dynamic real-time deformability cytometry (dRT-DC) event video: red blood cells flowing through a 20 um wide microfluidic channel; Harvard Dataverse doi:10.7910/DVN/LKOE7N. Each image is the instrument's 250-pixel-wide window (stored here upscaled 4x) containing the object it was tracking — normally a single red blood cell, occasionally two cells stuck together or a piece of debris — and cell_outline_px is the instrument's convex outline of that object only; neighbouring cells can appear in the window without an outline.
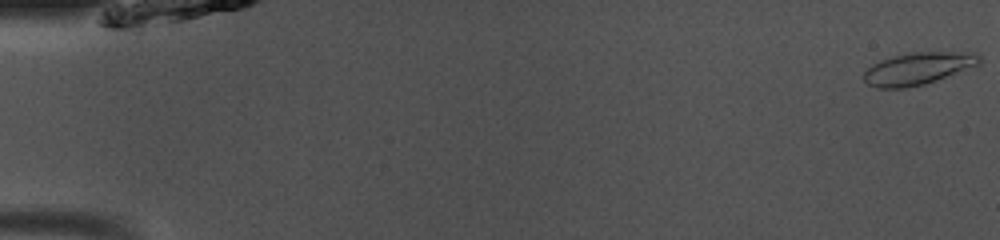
{"species": "common noctule bat (a hibernating species)", "species_latin": "Nyctalus noctula", "temperature_condition": "room temperature", "stored_images_in_passage": 50, "camera_frame_rate_fps": 3000, "um_per_image_px": 0.085, "animal": {"sex": "male", "body_mass_g": 13.0, "forearm_length_mm": 53.1}, "frame": {"image": 1, "passage_image": 1, "time_ms": 0.0, "image_size_px": [1000, 240], "cell_outline_px": [[980, 64], [936, 80], [924, 84], [904, 88], [876, 88], [868, 84], [864, 80], [864, 72], [872, 64], [880, 60], [892, 56], [912, 52], [980, 52]], "centroid_in_image_um": [78.03, 5.81], "position_along_channel_um": 7.0, "area_um2": 21.68}}
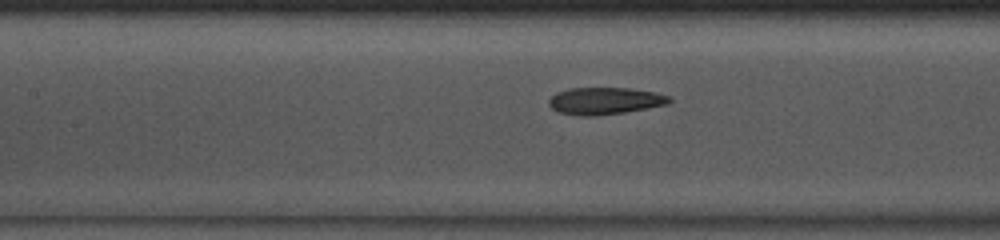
{"frame": {"image": 2, "passage_image": 23, "time_ms": 7.333, "image_size_px": [1000, 240], "cell_outline_px": [[672, 100], [668, 104], [648, 108], [624, 112], [596, 116], [584, 116], [560, 112], [552, 108], [548, 104], [548, 100], [556, 92], [568, 88], [628, 88], [656, 92], [672, 96]], "centroid_in_image_um": [51.44, 8.56], "position_along_channel_um": 156.0, "area_um2": 19.07}}
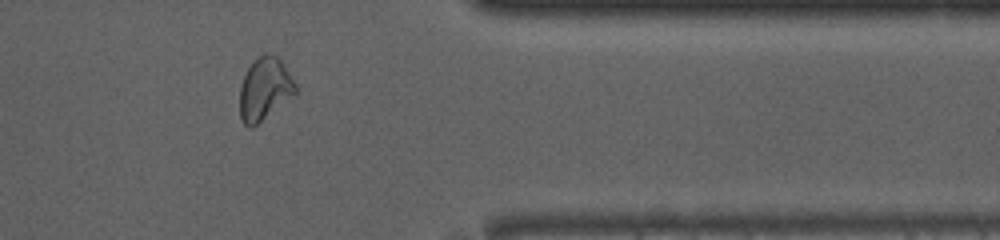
{"frame": {"image": 3, "passage_image": 41, "time_ms": 13.333, "image_size_px": [1000, 240], "cell_outline_px": [[296, 92], [252, 128], [248, 128], [244, 124], [240, 116], [240, 84], [248, 68], [264, 52], [268, 52], [276, 56], [280, 60], [296, 84]], "centroid_in_image_um": [22.46, 7.56], "position_along_channel_um": 388.9, "area_um2": 19.83}, "authors_computed_cell_mechanics": {"area_um2": 20.1722, "velocity_mm_per_s": 4.0753, "shape_relaxation_time_tau1_ms": null, "shape_relaxation_time_tau2_ms": 0.8694, "deformation_change_tau1": null, "deformation_change_tau2": 0.0824}}